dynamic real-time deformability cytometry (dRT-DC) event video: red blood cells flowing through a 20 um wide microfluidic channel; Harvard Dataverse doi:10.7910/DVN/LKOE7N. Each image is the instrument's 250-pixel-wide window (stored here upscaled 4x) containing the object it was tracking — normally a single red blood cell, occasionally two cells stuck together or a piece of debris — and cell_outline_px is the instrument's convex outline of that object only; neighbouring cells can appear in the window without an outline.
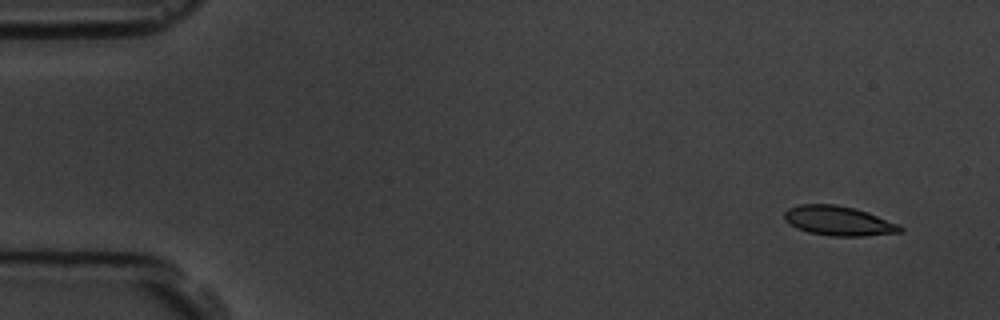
{"species": "common noctule bat (a hibernating species)", "species_latin": "Nyctalus noctula", "temperature_condition": "room temperature", "stored_images_in_passage": 5, "camera_frame_rate_fps": 3000, "um_per_image_px": 0.085, "animal": {"sex": "male", "body_mass_g": 19.5, "forearm_length_mm": 54.6}, "frame": {"image": 1, "passage_image": 1, "time_ms": 0.0, "image_size_px": [1000, 320], "cell_outline_px": [[904, 232], [864, 236], [832, 236], [808, 232], [796, 228], [784, 220], [784, 212], [788, 208], [800, 204], [836, 204], [856, 208], [868, 212], [900, 224], [904, 228]], "centroid_in_image_um": [71.3, 18.77], "position_along_channel_um": 13.7, "area_um2": 20.23}}
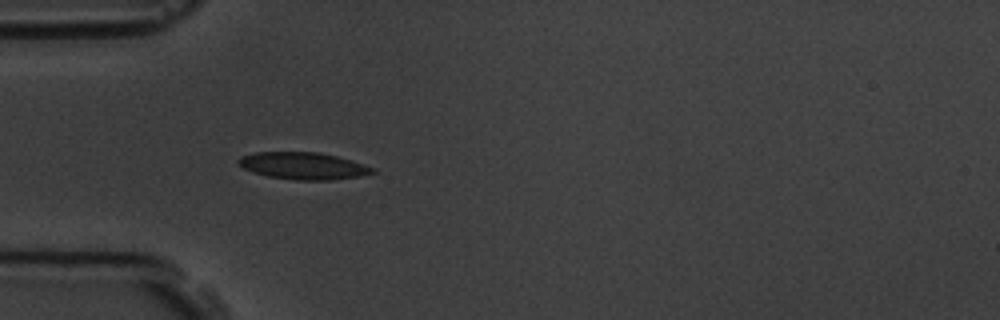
{"frame": {"image": 2, "passage_image": 5, "time_ms": 4.333, "image_size_px": [1000, 320], "cell_outline_px": [[376, 172], [360, 176], [332, 180], [296, 180], [268, 176], [244, 168], [236, 164], [236, 160], [240, 156], [256, 152], [320, 152], [336, 156], [364, 164], [372, 168]], "centroid_in_image_um": [25.75, 14.09], "position_along_channel_um": 59.3, "area_um2": 21.04}}